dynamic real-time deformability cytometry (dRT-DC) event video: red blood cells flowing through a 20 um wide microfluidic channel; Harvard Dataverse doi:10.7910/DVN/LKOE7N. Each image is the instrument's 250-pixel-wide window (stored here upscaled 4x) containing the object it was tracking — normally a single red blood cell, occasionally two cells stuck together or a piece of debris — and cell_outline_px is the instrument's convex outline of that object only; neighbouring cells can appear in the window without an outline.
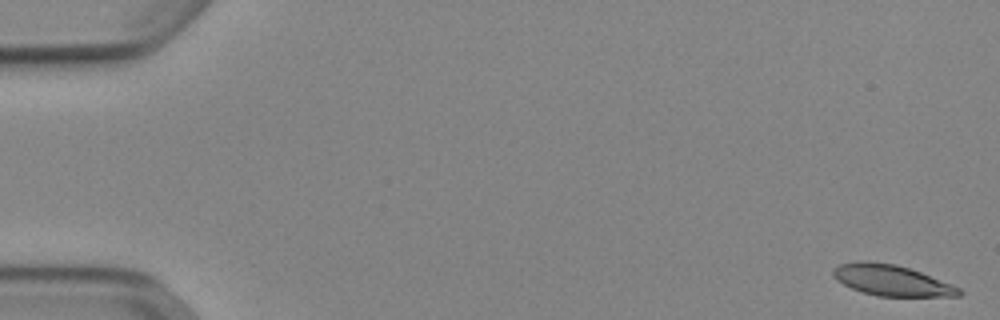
{"species": "Egyptian fruit bat (a non-hibernating species)", "species_latin": "Rousettus aegyptiacus", "temperature_condition": "cold", "stored_images_in_passage": 52, "camera_frame_rate_fps": 3000, "um_per_image_px": 0.085, "animal": {"sex": "female"}, "frame": {"image": 1, "passage_image": 1, "time_ms": 0.0, "image_size_px": [1000, 320], "cell_outline_px": [[964, 292], [960, 296], [876, 296], [852, 288], [836, 280], [832, 276], [832, 268], [840, 264], [856, 260], [864, 260], [896, 264], [920, 272], [960, 288]], "centroid_in_image_um": [75.73, 23.81], "position_along_channel_um": 9.3, "area_um2": 22.6}}
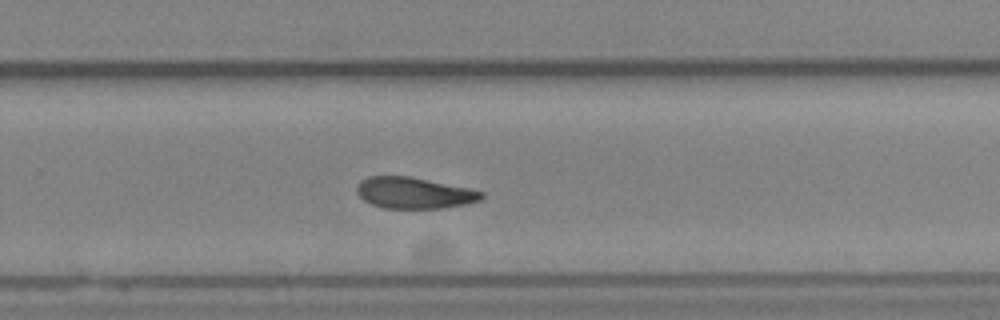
{"frame": {"image": 2, "passage_image": 35, "time_ms": 11.333, "image_size_px": [1000, 320], "cell_outline_px": [[484, 196], [480, 200], [468, 204], [440, 208], [384, 208], [372, 204], [364, 200], [356, 192], [356, 188], [360, 180], [368, 176], [408, 176], [468, 188], [484, 192]], "centroid_in_image_um": [35.18, 16.4], "position_along_channel_um": 294.6, "area_um2": 22.6}}
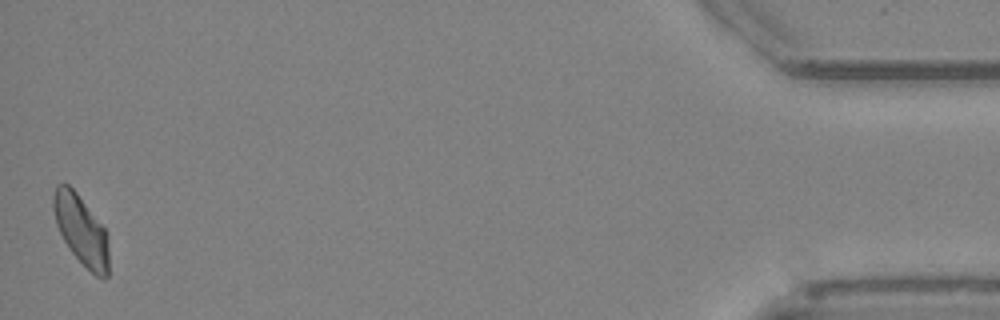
{"frame": {"image": 3, "passage_image": 52, "time_ms": 17.0, "image_size_px": [1000, 320], "cell_outline_px": [[108, 276], [104, 280], [96, 276], [68, 248], [56, 224], [52, 208], [52, 200], [56, 184], [68, 184], [76, 192], [108, 232]], "centroid_in_image_um": [6.9, 19.55], "position_along_channel_um": 428.3, "area_um2": 22.43}, "authors_computed_cell_mechanics": {"area_um2": 23.4957, "velocity_mm_per_s": 3.8819, "shape_relaxation_time_tau1_ms": null, "shape_relaxation_time_tau2_ms": 10.3582, "deformation_change_tau1": null, "deformation_change_tau2": 0.183}}